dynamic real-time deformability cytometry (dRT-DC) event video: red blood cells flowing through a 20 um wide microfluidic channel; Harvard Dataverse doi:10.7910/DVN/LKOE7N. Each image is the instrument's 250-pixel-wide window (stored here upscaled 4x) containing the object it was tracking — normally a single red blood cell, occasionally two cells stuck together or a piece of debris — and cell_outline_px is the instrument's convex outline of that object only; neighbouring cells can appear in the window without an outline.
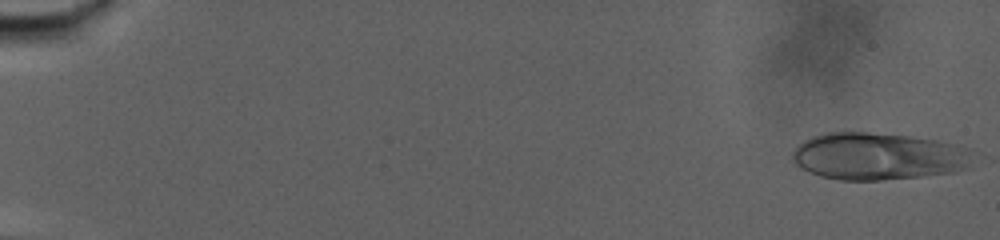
{"species": "human", "species_latin": "Homo sapiens", "temperature_condition": "warm", "stored_images_in_passage": 73, "camera_frame_rate_fps": 3000, "um_per_image_px": 0.085, "donor": {"sex": "male"}, "frame": {"image": 1, "passage_image": 1, "time_ms": 0.0, "image_size_px": [1000, 240], "cell_outline_px": [[980, 160], [972, 168], [956, 172], [920, 176], [880, 180], [840, 180], [820, 176], [808, 172], [800, 168], [792, 160], [792, 152], [804, 140], [812, 136], [824, 132], [868, 132], [908, 136], [936, 140], [960, 144], [972, 148], [980, 156]], "centroid_in_image_um": [74.81, 13.28], "position_along_channel_um": 10.2, "area_um2": 51.04}}
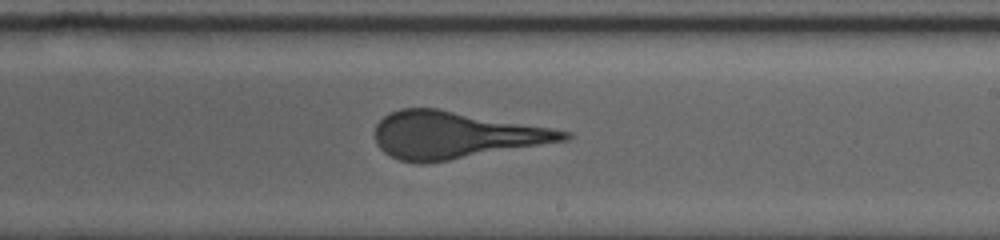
{"frame": {"image": 2, "passage_image": 46, "time_ms": 15.0, "image_size_px": [1000, 240], "cell_outline_px": [[572, 136], [568, 140], [424, 164], [420, 164], [400, 160], [384, 152], [376, 144], [376, 124], [388, 112], [400, 108], [436, 108], [552, 128], [572, 132]], "centroid_in_image_um": [38.67, 11.47], "position_along_channel_um": 250.3, "area_um2": 51.33}}
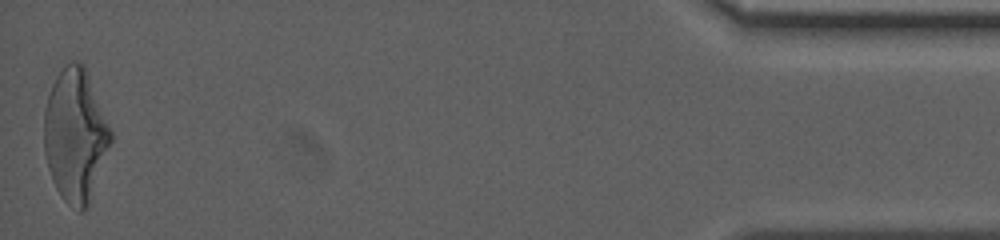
{"frame": {"image": 3, "passage_image": 73, "time_ms": 24.0, "image_size_px": [1000, 240], "cell_outline_px": [[112, 140], [88, 208], [80, 212], [72, 208], [60, 196], [52, 180], [48, 168], [44, 152], [44, 108], [52, 84], [56, 76], [72, 60], [80, 60], [84, 64], [112, 132]], "centroid_in_image_um": [6.4, 11.53], "position_along_channel_um": 428.8, "area_um2": 51.67}}